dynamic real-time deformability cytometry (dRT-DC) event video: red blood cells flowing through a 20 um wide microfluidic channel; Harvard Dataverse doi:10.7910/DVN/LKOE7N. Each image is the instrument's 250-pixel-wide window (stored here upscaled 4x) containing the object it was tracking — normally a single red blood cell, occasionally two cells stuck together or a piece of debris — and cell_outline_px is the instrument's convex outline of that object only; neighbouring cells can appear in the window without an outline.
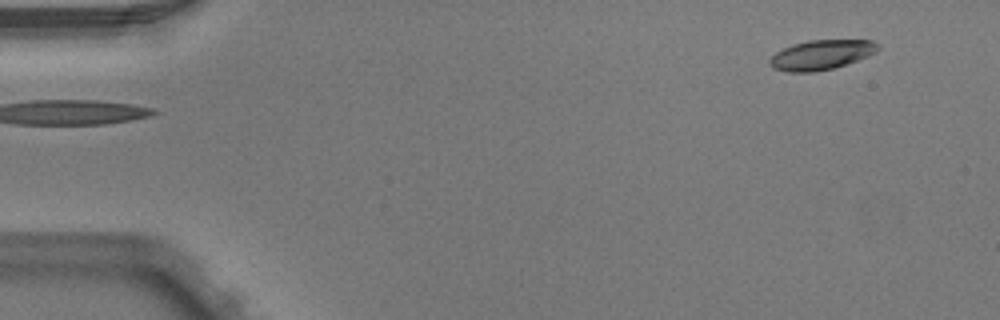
{"species": "Egyptian fruit bat (a non-hibernating species)", "species_latin": "Rousettus aegyptiacus", "temperature_condition": "warm", "stored_images_in_passage": 2, "camera_frame_rate_fps": 3000, "um_per_image_px": 0.085, "animal": {"sex": "male"}, "frame": {"image": 1, "passage_image": 2, "time_ms": 0.333, "image_size_px": [1000, 320], "cell_outline_px": [[880, 48], [876, 52], [868, 56], [832, 68], [812, 72], [788, 72], [772, 68], [768, 64], [768, 60], [776, 52], [792, 44], [808, 40], [872, 40]], "centroid_in_image_um": [69.76, 4.66], "position_along_channel_um": 15.2, "area_um2": 18.61}}